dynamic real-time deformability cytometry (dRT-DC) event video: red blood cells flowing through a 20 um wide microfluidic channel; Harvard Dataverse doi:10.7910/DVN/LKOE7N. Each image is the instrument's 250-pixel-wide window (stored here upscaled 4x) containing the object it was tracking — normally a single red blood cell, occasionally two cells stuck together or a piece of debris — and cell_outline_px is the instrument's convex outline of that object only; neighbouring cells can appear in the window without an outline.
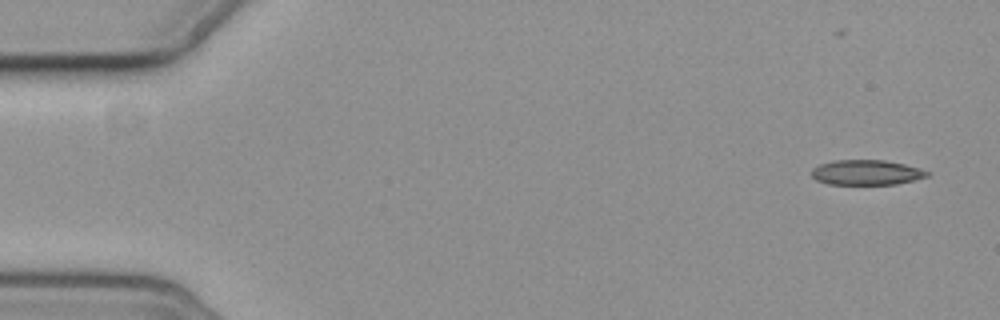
{"species": "common noctule bat (a hibernating species)", "species_latin": "Nyctalus noctula", "temperature_condition": "cold", "stored_images_in_passage": 5, "camera_frame_rate_fps": 3000, "um_per_image_px": 0.085, "animal": {"sex": "female", "body_mass_g": 19.3, "forearm_length_mm": 54.1}, "frame": {"image": 1, "passage_image": 1, "time_ms": 0.0, "image_size_px": [1000, 320], "cell_outline_px": [[932, 172], [928, 176], [916, 180], [896, 184], [828, 184], [816, 180], [812, 176], [812, 168], [820, 164], [832, 160], [884, 160], [904, 164], [920, 168]], "centroid_in_image_um": [73.67, 14.66], "position_along_channel_um": 11.3, "area_um2": 16.99}}
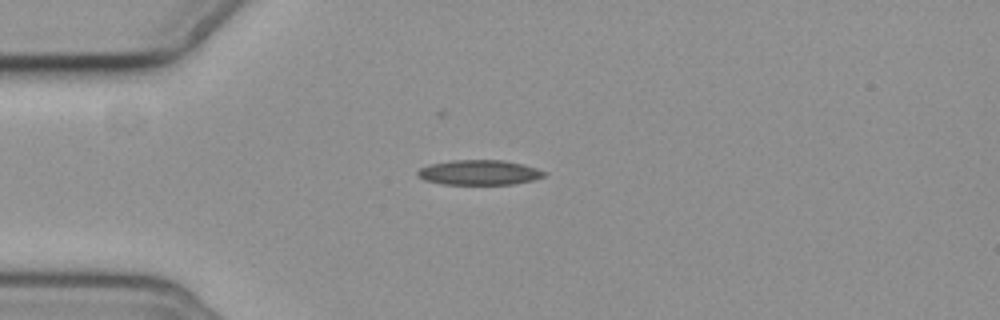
{"frame": {"image": 2, "passage_image": 4, "time_ms": 4.0, "image_size_px": [1000, 320], "cell_outline_px": [[548, 172], [544, 176], [532, 180], [512, 184], [444, 184], [424, 180], [416, 176], [416, 172], [420, 168], [428, 164], [448, 160], [504, 160], [524, 164]], "centroid_in_image_um": [40.7, 14.65], "position_along_channel_um": 44.3, "area_um2": 18.55}}